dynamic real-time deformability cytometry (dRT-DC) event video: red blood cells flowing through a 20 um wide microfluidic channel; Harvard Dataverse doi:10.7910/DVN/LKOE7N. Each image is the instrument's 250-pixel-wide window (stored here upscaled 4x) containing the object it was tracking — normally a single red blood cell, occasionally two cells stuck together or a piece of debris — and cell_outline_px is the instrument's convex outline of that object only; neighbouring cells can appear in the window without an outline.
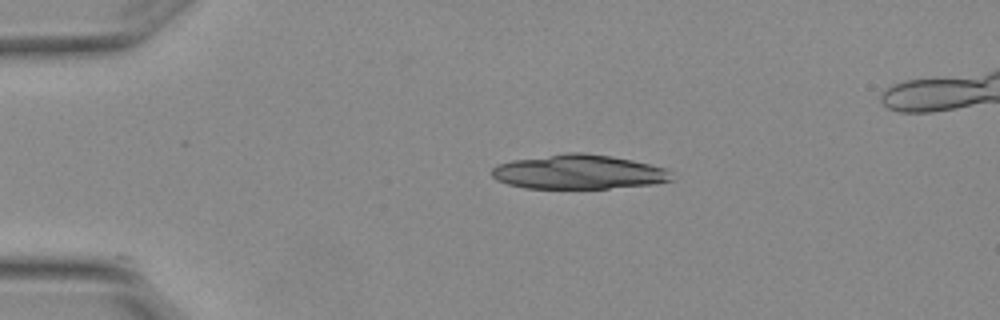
{"species": "Egyptian fruit bat (a non-hibernating species)", "species_latin": "Rousettus aegyptiacus", "temperature_condition": "warm", "stored_images_in_passage": 2, "camera_frame_rate_fps": 3000, "um_per_image_px": 0.085, "animal": {"sex": "female"}, "frame": {"image": 1, "passage_image": 1, "time_ms": 0.0, "image_size_px": [1000, 320], "cell_outline_px": [[676, 180], [652, 184], [608, 188], [524, 188], [508, 184], [496, 180], [492, 176], [492, 168], [496, 164], [512, 160], [568, 152], [584, 152], [612, 156], [632, 160], [668, 168]], "centroid_in_image_um": [49.21, 14.61], "position_along_channel_um": 35.8, "area_um2": 36.3}}